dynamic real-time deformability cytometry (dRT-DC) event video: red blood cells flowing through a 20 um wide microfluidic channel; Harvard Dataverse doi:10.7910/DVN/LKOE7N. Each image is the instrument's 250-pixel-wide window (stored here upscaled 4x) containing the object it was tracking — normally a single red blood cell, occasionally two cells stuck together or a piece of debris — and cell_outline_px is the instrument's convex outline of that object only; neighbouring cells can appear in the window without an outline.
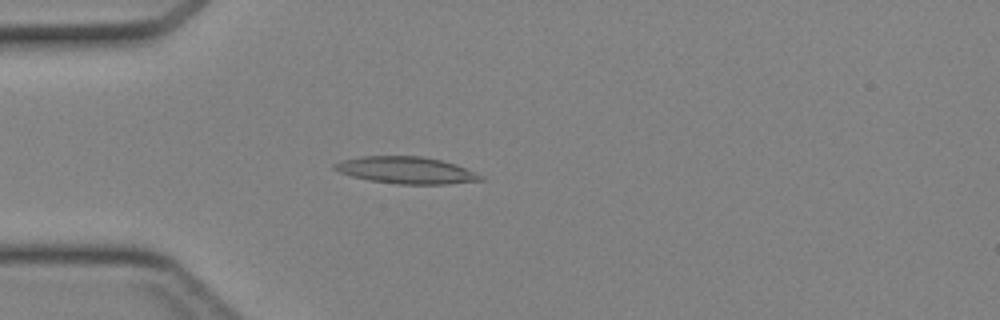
{"species": "Egyptian fruit bat (a non-hibernating species)", "species_latin": "Rousettus aegyptiacus", "temperature_condition": "cold", "stored_images_in_passage": 44, "camera_frame_rate_fps": 3000, "um_per_image_px": 0.085, "animal": {"sex": "female"}, "frame": {"image": 1, "passage_image": 12, "time_ms": 3.667, "image_size_px": [1000, 320], "cell_outline_px": [[484, 180], [448, 184], [396, 184], [368, 180], [352, 176], [340, 172], [332, 168], [332, 164], [340, 160], [360, 156], [424, 156], [456, 164], [484, 176]], "centroid_in_image_um": [34.51, 14.46], "position_along_channel_um": 50.5, "area_um2": 23.06}}
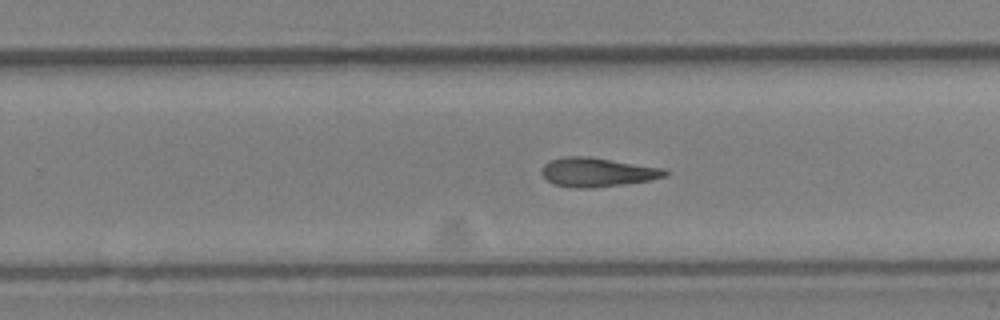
{"frame": {"image": 2, "passage_image": 28, "time_ms": 9.0, "image_size_px": [1000, 320], "cell_outline_px": [[668, 176], [648, 180], [624, 184], [592, 188], [576, 188], [556, 184], [548, 180], [540, 172], [544, 164], [552, 160], [564, 156], [588, 156], [664, 168], [668, 172]], "centroid_in_image_um": [50.78, 14.63], "position_along_channel_um": 279.0, "area_um2": 20.75}}
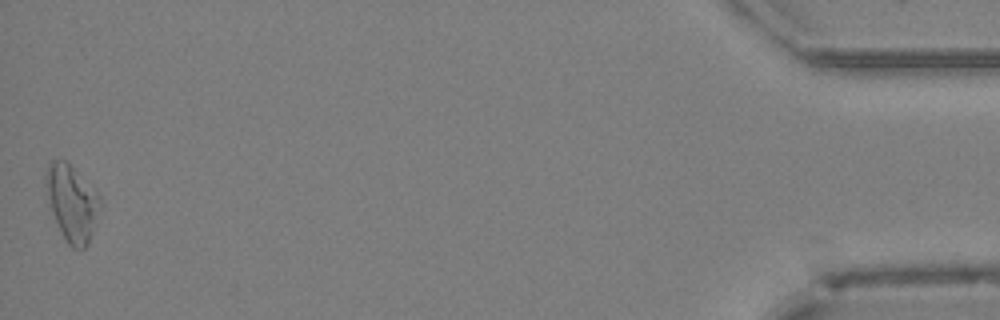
{"frame": {"image": 3, "passage_image": 44, "time_ms": 14.333, "image_size_px": [1000, 320], "cell_outline_px": [[100, 204], [92, 232], [88, 244], [84, 248], [72, 248], [68, 244], [56, 220], [44, 184], [44, 176], [48, 164], [52, 160], [64, 160], [100, 196]], "centroid_in_image_um": [6.09, 17.24], "position_along_channel_um": 429.1, "area_um2": 23.06}}